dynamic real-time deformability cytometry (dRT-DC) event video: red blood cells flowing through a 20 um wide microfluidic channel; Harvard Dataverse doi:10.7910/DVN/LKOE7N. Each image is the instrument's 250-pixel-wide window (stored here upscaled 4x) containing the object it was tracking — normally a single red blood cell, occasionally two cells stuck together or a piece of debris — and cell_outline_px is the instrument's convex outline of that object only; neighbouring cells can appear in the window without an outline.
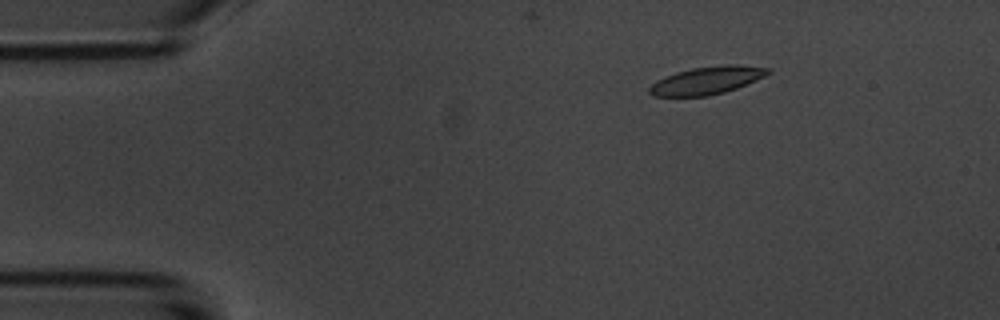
{"species": "common noctule bat (a hibernating species)", "species_latin": "Nyctalus noctula", "temperature_condition": "room temperature", "stored_images_in_passage": 15, "camera_frame_rate_fps": 3000, "um_per_image_px": 0.085, "animal": {"sex": "male", "body_mass_g": 20.1, "forearm_length_mm": 53.5}, "frame": {"image": 1, "passage_image": 3, "time_ms": 2.333, "image_size_px": [1000, 320], "cell_outline_px": [[772, 72], [764, 76], [736, 88], [724, 92], [708, 96], [652, 96], [648, 92], [648, 88], [656, 80], [664, 76], [676, 72], [692, 68], [728, 64], [736, 64], [772, 68]], "centroid_in_image_um": [60.07, 6.83], "position_along_channel_um": 24.9, "area_um2": 19.19}}
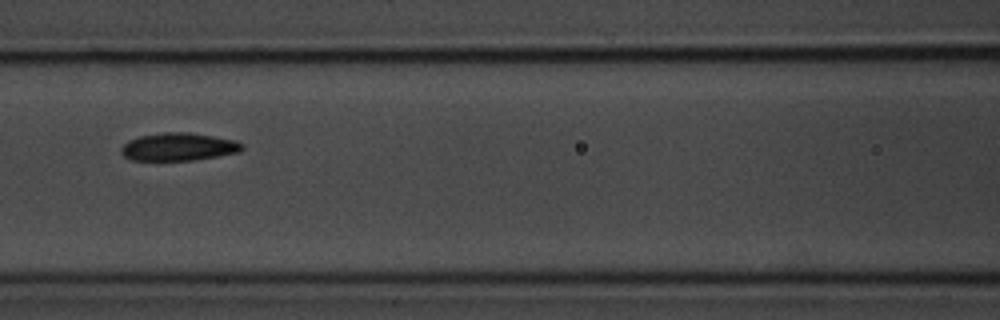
{"frame": {"image": 2, "passage_image": 7, "time_ms": 7.667, "image_size_px": [1000, 320], "cell_outline_px": [[244, 148], [240, 152], [192, 160], [132, 160], [124, 156], [120, 152], [120, 148], [128, 140], [140, 136], [160, 132], [188, 132], [236, 140], [244, 144]], "centroid_in_image_um": [15.17, 12.47], "position_along_channel_um": 151.4, "area_um2": 19.65}}
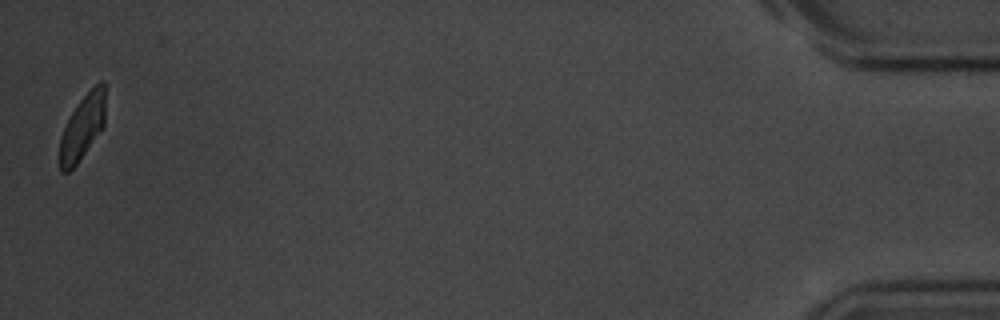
{"frame": {"image": 3, "passage_image": 15, "time_ms": 18.0, "image_size_px": [1000, 320], "cell_outline_px": [[104, 124], [76, 164], [68, 172], [60, 172], [60, 136], [72, 112], [80, 100], [100, 80], [104, 80]], "centroid_in_image_um": [6.99, 10.8], "position_along_channel_um": 428.2, "area_um2": 16.59}, "authors_computed_cell_mechanics": {"area_um2": 19.5364, "velocity_mm_per_s": 3.5724, "shape_relaxation_time_tau1_ms": 3.7826, "shape_relaxation_time_tau2_ms": null, "deformation_change_tau1": 0.09, "deformation_change_tau2": null}}